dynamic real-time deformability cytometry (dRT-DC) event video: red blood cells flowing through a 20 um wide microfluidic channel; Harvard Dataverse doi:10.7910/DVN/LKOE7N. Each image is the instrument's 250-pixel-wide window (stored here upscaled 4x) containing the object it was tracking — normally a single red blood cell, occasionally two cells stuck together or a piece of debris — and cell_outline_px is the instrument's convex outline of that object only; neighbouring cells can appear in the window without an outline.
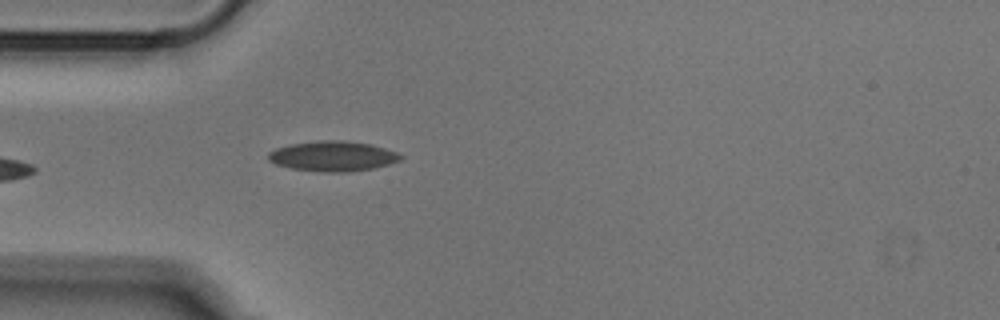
{"species": "Egyptian fruit bat (a non-hibernating species)", "species_latin": "Rousettus aegyptiacus", "temperature_condition": "cold", "stored_images_in_passage": 39, "camera_frame_rate_fps": 3000, "um_per_image_px": 0.085, "animal": {"sex": "male"}, "frame": {"image": 1, "passage_image": 2, "time_ms": 0.333, "image_size_px": [1000, 320], "cell_outline_px": [[404, 156], [400, 160], [388, 164], [372, 168], [344, 172], [324, 172], [292, 168], [276, 164], [268, 160], [268, 152], [276, 148], [288, 144], [316, 140], [344, 140], [372, 144], [396, 152]], "centroid_in_image_um": [28.26, 13.25], "position_along_channel_um": 56.7, "area_um2": 23.24}}
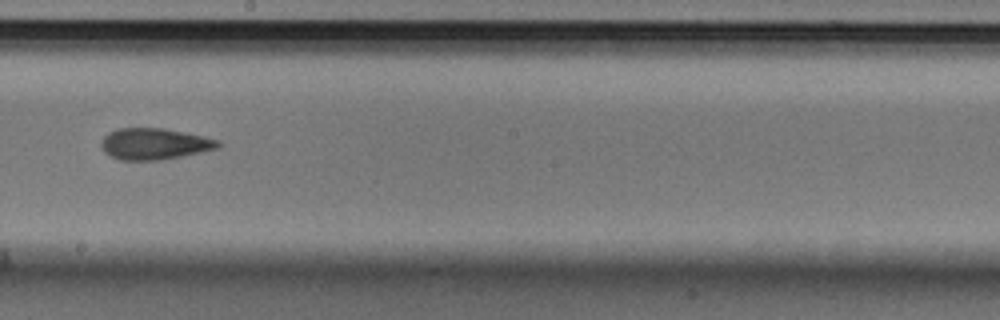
{"frame": {"image": 2, "passage_image": 16, "time_ms": 5.0, "image_size_px": [1000, 320], "cell_outline_px": [[220, 148], [160, 160], [120, 160], [104, 152], [100, 144], [104, 136], [108, 132], [116, 128], [164, 128], [220, 140]], "centroid_in_image_um": [13.1, 12.22], "position_along_channel_um": 235.1, "area_um2": 21.27}}
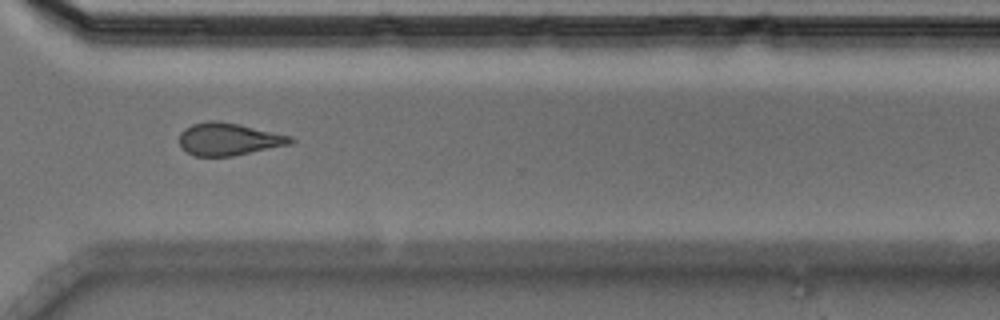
{"frame": {"image": 3, "passage_image": 25, "time_ms": 8.0, "image_size_px": [1000, 320], "cell_outline_px": [[296, 140], [292, 144], [232, 156], [196, 156], [188, 152], [180, 144], [180, 132], [184, 128], [192, 124], [208, 120], [212, 120], [236, 124], [292, 136]], "centroid_in_image_um": [19.45, 11.83], "position_along_channel_um": 351.1, "area_um2": 20.81}}